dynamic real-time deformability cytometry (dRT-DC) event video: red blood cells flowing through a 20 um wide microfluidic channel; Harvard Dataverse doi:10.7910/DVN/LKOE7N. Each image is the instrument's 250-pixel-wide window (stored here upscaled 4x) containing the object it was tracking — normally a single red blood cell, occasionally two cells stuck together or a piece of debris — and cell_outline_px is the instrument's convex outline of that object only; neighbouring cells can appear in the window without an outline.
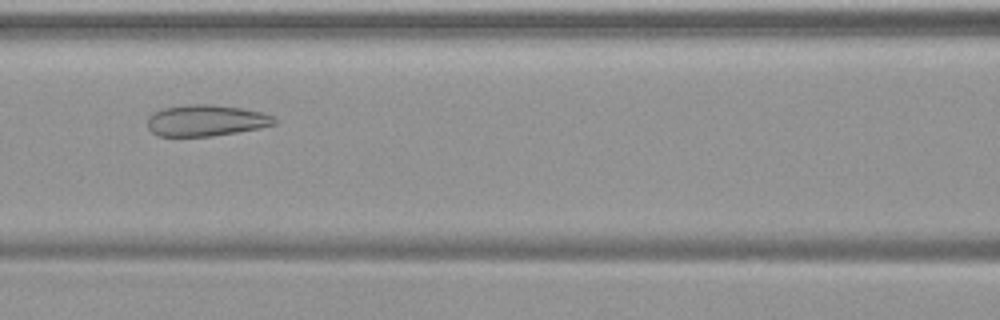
{"species": "common noctule bat (a hibernating species)", "species_latin": "Nyctalus noctula", "temperature_condition": "warm", "stored_images_in_passage": 53, "camera_frame_rate_fps": 3000, "um_per_image_px": 0.085, "animal": {"sex": "female", "body_mass_g": 19.9}, "frame": {"image": 1, "passage_image": 23, "time_ms": 7.333, "image_size_px": [1000, 320], "cell_outline_px": [[276, 124], [260, 128], [212, 136], [156, 136], [148, 128], [148, 116], [152, 112], [164, 108], [188, 104], [212, 104], [240, 108], [264, 112], [272, 116], [276, 120]], "centroid_in_image_um": [17.5, 10.24], "position_along_channel_um": 149.1, "area_um2": 23.24}}
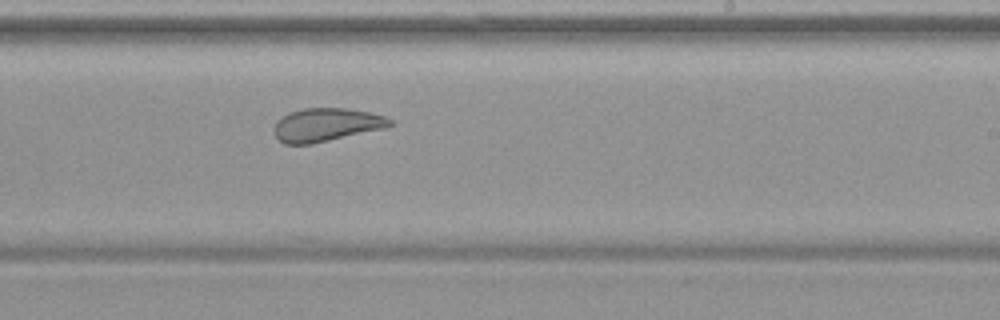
{"frame": {"image": 2, "passage_image": 32, "time_ms": 10.333, "image_size_px": [1000, 320], "cell_outline_px": [[392, 124], [388, 128], [312, 144], [284, 144], [276, 136], [276, 124], [288, 112], [304, 108], [344, 108], [372, 112], [384, 116], [392, 120]], "centroid_in_image_um": [27.81, 10.61], "position_along_channel_um": 261.2, "area_um2": 22.43}}
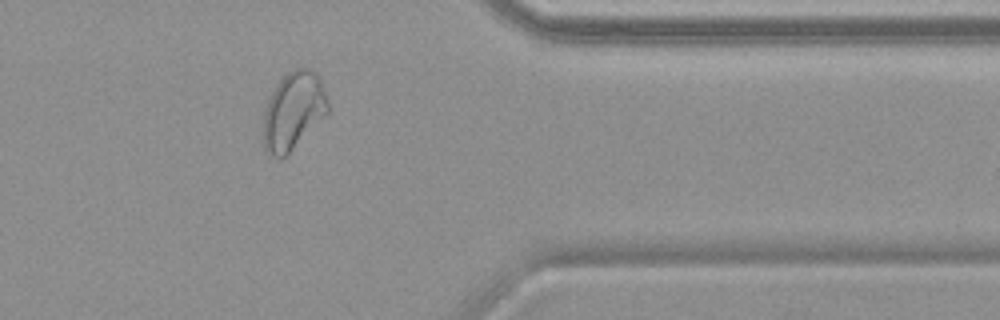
{"frame": {"image": 3, "passage_image": 43, "time_ms": 14.0, "image_size_px": [1000, 320], "cell_outline_px": [[328, 112], [280, 160], [268, 156], [264, 152], [264, 112], [268, 100], [280, 76], [292, 68], [308, 68], [316, 72], [320, 76], [328, 100]], "centroid_in_image_um": [24.91, 9.38], "position_along_channel_um": 386.5, "area_um2": 29.25}}